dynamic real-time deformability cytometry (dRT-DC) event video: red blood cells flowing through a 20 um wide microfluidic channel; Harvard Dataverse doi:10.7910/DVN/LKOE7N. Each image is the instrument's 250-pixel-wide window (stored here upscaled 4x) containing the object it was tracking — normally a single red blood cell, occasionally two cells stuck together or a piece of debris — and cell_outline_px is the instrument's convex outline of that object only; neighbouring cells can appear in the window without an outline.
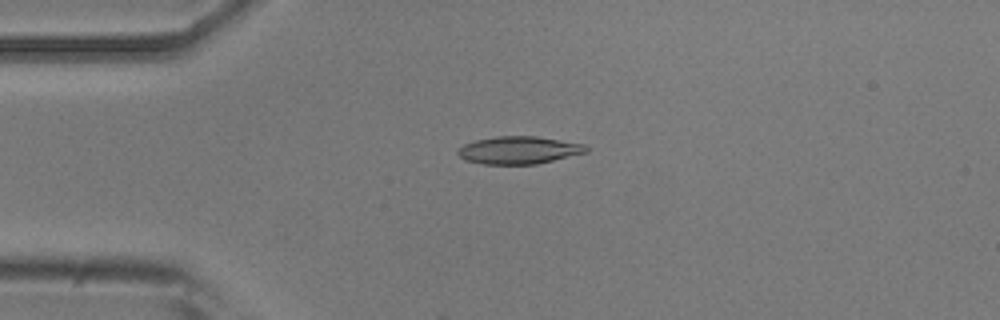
{"species": "common noctule bat (a hibernating species)", "species_latin": "Nyctalus noctula", "temperature_condition": "room temperature", "stored_images_in_passage": 2, "camera_frame_rate_fps": 3000, "um_per_image_px": 0.085, "animal": {"sex": "male", "body_mass_g": 20.5, "forearm_length_mm": 52.5}, "frame": {"image": 1, "passage_image": 1, "time_ms": 0.0, "image_size_px": [1000, 320], "cell_outline_px": [[588, 152], [536, 164], [484, 164], [464, 160], [456, 152], [464, 144], [476, 140], [496, 136], [536, 136], [584, 144], [588, 148]], "centroid_in_image_um": [44.1, 12.76], "position_along_channel_um": 40.9, "area_um2": 20.52}}